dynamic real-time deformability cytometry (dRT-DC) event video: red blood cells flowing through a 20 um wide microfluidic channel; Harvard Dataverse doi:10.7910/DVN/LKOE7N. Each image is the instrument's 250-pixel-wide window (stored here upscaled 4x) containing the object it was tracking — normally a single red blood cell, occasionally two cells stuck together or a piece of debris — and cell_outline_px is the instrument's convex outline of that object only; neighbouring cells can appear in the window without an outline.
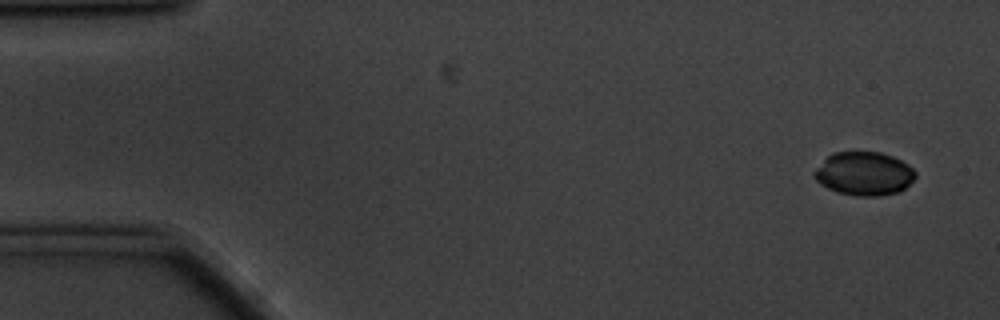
{"species": "common noctule bat (a hibernating species)", "species_latin": "Nyctalus noctula", "temperature_condition": "cold", "stored_images_in_passage": 3, "camera_frame_rate_fps": 3000, "um_per_image_px": 0.085, "animal": {"sex": "male", "body_mass_g": 20.1, "forearm_length_mm": 53.5}, "frame": {"image": 1, "passage_image": 1, "time_ms": 0.0, "image_size_px": [1000, 320], "cell_outline_px": [[916, 176], [900, 192], [880, 196], [856, 196], [836, 192], [820, 184], [816, 180], [812, 172], [832, 152], [880, 152], [892, 156], [908, 164], [916, 172]], "centroid_in_image_um": [73.43, 14.77], "position_along_channel_um": 11.6, "area_um2": 25.72}}